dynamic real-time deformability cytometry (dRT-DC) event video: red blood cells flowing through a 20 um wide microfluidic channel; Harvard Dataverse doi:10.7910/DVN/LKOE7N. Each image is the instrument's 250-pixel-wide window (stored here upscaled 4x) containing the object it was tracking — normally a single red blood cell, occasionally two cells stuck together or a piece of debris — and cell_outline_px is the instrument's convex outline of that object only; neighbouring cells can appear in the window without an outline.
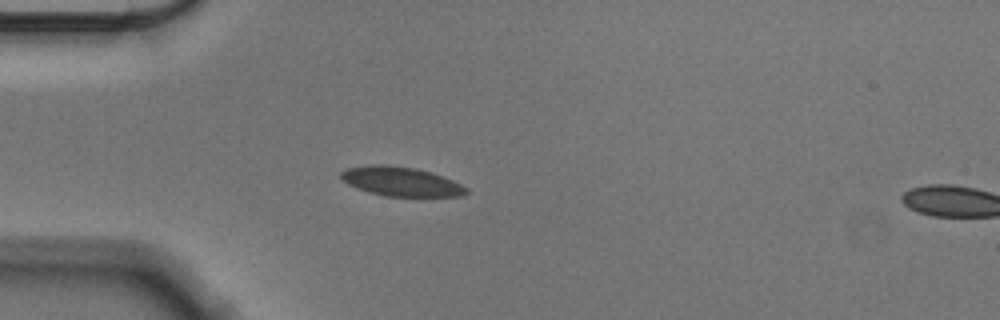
{"species": "Egyptian fruit bat (a non-hibernating species)", "species_latin": "Rousettus aegyptiacus", "temperature_condition": "cold", "stored_images_in_passage": 17, "camera_frame_rate_fps": 3000, "um_per_image_px": 0.085, "animal": {"sex": "male"}, "frame": {"image": 1, "passage_image": 15, "time_ms": 4.667, "image_size_px": [1000, 320], "cell_outline_px": [[468, 192], [464, 196], [384, 196], [368, 192], [356, 188], [348, 184], [340, 176], [340, 172], [348, 168], [372, 164], [388, 164], [416, 168], [432, 172], [452, 180], [468, 188]], "centroid_in_image_um": [34.08, 15.42], "position_along_channel_um": 50.9, "area_um2": 21.44}}